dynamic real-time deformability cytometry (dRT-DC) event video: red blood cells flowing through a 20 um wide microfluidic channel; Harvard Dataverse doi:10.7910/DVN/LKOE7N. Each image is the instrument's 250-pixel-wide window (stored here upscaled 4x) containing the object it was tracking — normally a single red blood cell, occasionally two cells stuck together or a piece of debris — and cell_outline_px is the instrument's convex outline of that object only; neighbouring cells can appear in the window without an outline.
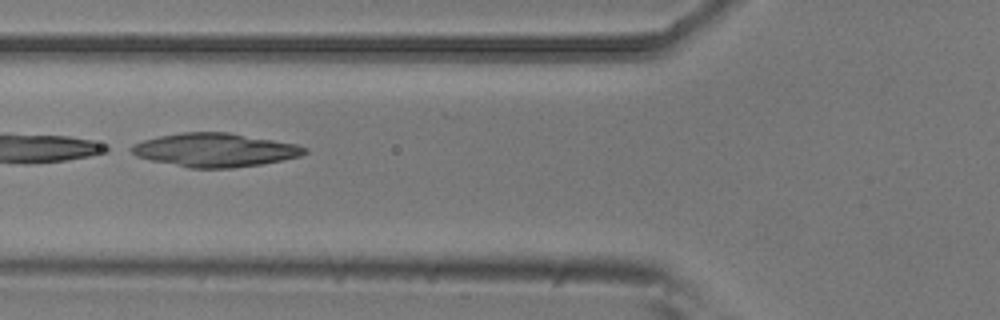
{"species": "common noctule bat (a hibernating species)", "species_latin": "Nyctalus noctula", "temperature_condition": "room temperature", "stored_images_in_passage": 6, "camera_frame_rate_fps": 3000, "um_per_image_px": 0.085, "animal": {"sex": "male", "body_mass_g": 20.5, "forearm_length_mm": 52.5}, "frame": {"image": 1, "passage_image": 3, "time_ms": 0.667, "image_size_px": [1000, 320], "cell_outline_px": [[308, 152], [300, 156], [260, 164], [232, 168], [188, 168], [152, 160], [136, 156], [132, 152], [132, 144], [144, 140], [160, 136], [184, 132], [228, 132], [296, 144], [308, 148]], "centroid_in_image_um": [18.28, 12.75], "position_along_channel_um": 107.5, "area_um2": 33.58}}
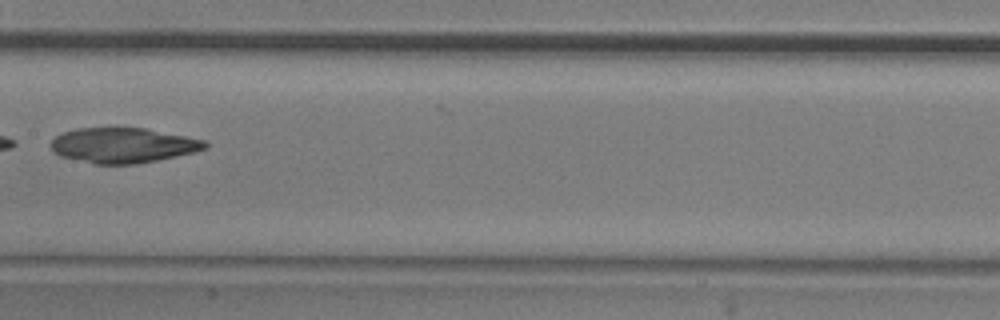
{"frame": {"image": 2, "passage_image": 5, "time_ms": 1.333, "image_size_px": [1000, 320], "cell_outline_px": [[208, 148], [176, 156], [136, 164], [96, 164], [60, 156], [52, 152], [48, 144], [56, 136], [64, 132], [76, 128], [116, 124], [144, 128], [204, 140], [208, 144]], "centroid_in_image_um": [10.38, 12.3], "position_along_channel_um": 197.0, "area_um2": 32.37}}
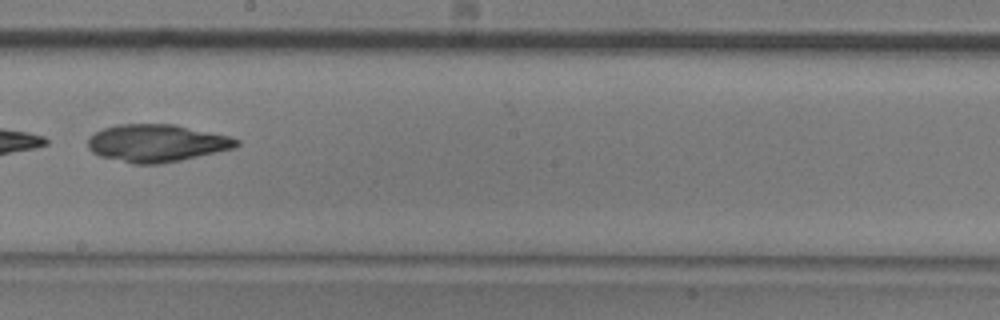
{"frame": {"image": 3, "passage_image": 6, "time_ms": 1.667, "image_size_px": [1000, 320], "cell_outline_px": [[240, 144], [236, 148], [180, 160], [160, 164], [132, 164], [100, 156], [92, 152], [88, 148], [88, 136], [104, 128], [116, 124], [172, 124], [232, 136], [240, 140]], "centroid_in_image_um": [13.33, 12.16], "position_along_channel_um": 234.9, "area_um2": 32.66}}